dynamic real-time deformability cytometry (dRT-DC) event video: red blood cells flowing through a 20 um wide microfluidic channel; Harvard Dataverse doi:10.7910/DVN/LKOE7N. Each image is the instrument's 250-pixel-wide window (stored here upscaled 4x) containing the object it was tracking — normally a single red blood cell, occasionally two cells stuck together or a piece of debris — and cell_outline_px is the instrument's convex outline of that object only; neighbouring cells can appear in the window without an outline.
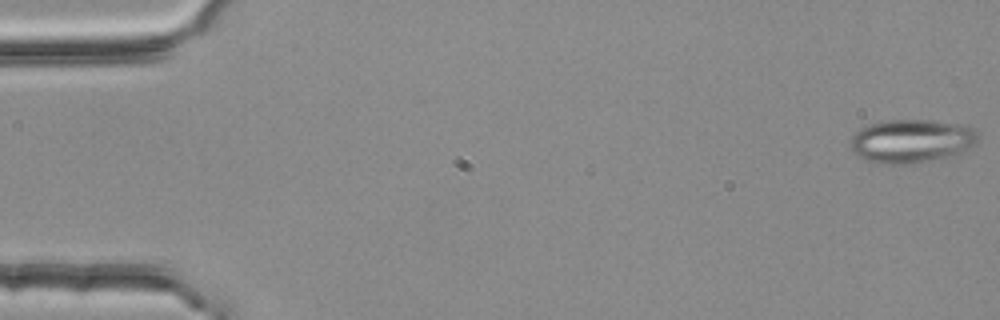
{"species": "common noctule bat (a hibernating species)", "species_latin": "Nyctalus noctula", "temperature_condition": "room temperature", "stored_images_in_passage": 5, "camera_frame_rate_fps": 3000, "um_per_image_px": 0.085, "animal": {"sex": "female", "body_mass_g": 25.1}, "frame": {"image": 1, "passage_image": 1, "time_ms": 0.0, "image_size_px": [1000, 320], "cell_outline_px": [[980, 136], [976, 144], [948, 156], [916, 164], [876, 164], [856, 156], [852, 152], [852, 136], [860, 128], [868, 124], [888, 120], [932, 120], [964, 124], [980, 132]], "centroid_in_image_um": [77.47, 11.98], "position_along_channel_um": 7.5, "area_um2": 32.66}}